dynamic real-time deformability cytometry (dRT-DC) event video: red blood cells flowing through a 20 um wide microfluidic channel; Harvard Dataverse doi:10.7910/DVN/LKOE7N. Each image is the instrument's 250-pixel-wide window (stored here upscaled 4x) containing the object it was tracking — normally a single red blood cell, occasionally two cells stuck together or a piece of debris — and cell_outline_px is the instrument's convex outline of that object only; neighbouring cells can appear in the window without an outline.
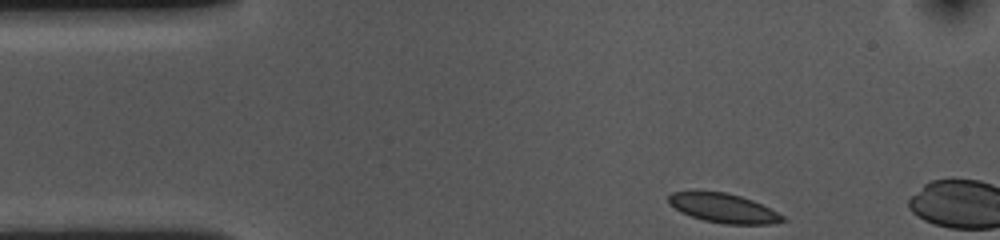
{"species": "common noctule bat (a hibernating species)", "species_latin": "Nyctalus noctula", "temperature_condition": "cold", "stored_images_in_passage": 5, "camera_frame_rate_fps": 3000, "um_per_image_px": 0.085, "animal": {"sex": "female", "body_mass_g": 10.0, "forearm_length_mm": 53.1}, "frame": {"image": 1, "passage_image": 1, "time_ms": 0.0, "image_size_px": [1000, 240], "cell_outline_px": [[788, 220], [768, 224], [724, 224], [704, 220], [680, 212], [668, 204], [668, 196], [672, 192], [724, 192], [740, 196], [752, 200], [784, 216]], "centroid_in_image_um": [61.47, 17.7], "position_along_channel_um": 23.5, "area_um2": 19.13}}